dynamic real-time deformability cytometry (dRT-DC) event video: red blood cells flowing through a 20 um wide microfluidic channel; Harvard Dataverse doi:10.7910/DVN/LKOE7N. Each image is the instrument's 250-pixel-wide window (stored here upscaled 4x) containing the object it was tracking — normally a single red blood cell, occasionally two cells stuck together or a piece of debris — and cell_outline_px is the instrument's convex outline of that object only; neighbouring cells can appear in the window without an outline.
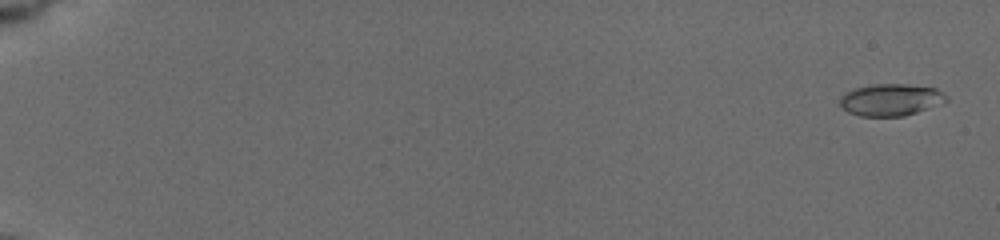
{"species": "common noctule bat (a hibernating species)", "species_latin": "Nyctalus noctula", "temperature_condition": "cold", "stored_images_in_passage": 9, "camera_frame_rate_fps": 3000, "um_per_image_px": 0.085, "animal": {"sex": "female", "body_mass_g": 19.5, "forearm_length_mm": 54.1}, "frame": {"image": 1, "passage_image": 1, "time_ms": 0.0, "image_size_px": [1000, 240], "cell_outline_px": [[948, 100], [916, 112], [904, 116], [860, 116], [848, 112], [840, 108], [840, 96], [844, 92], [856, 88], [872, 84], [908, 84], [936, 88], [944, 92], [948, 96]], "centroid_in_image_um": [75.68, 8.47], "position_along_channel_um": 9.3, "area_um2": 19.88}}